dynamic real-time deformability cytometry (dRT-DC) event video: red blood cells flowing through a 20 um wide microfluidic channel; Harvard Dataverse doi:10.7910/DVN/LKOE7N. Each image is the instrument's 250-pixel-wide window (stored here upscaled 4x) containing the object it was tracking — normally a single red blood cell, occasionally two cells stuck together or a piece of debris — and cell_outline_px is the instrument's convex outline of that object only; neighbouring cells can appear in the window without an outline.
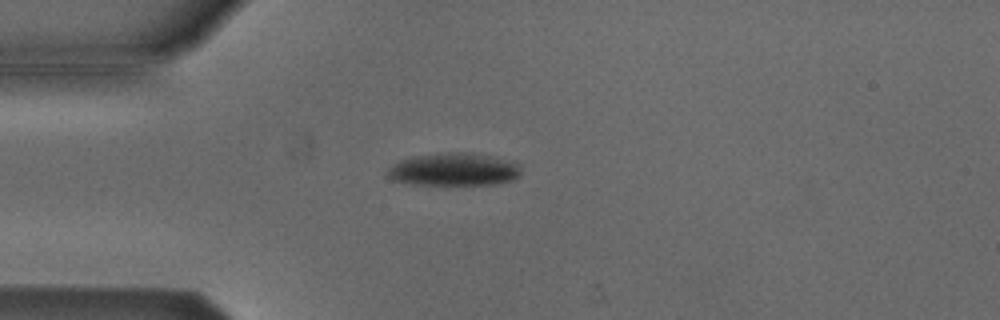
{"species": "Egyptian fruit bat (a non-hibernating species)", "species_latin": "Rousettus aegyptiacus", "temperature_condition": "cold", "stored_images_in_passage": 44, "camera_frame_rate_fps": 3000, "um_per_image_px": 0.085, "animal": {"sex": "male"}, "frame": {"image": 1, "passage_image": 4, "time_ms": 1.0, "image_size_px": [1000, 320], "cell_outline_px": [[520, 176], [512, 180], [496, 184], [412, 184], [392, 180], [388, 176], [388, 168], [400, 160], [416, 156], [448, 152], [472, 152], [512, 160], [520, 164]], "centroid_in_image_um": [38.64, 14.39], "position_along_channel_um": 46.4, "area_um2": 25.55}}
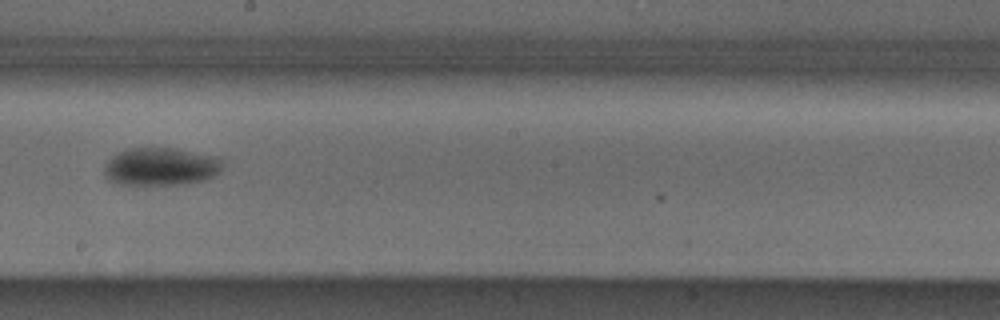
{"frame": {"image": 2, "passage_image": 20, "time_ms": 6.333, "image_size_px": [1000, 320], "cell_outline_px": [[220, 172], [208, 180], [184, 184], [136, 188], [120, 184], [108, 180], [104, 176], [104, 168], [108, 160], [112, 156], [124, 148], [172, 148], [216, 156], [220, 160]], "centroid_in_image_um": [13.6, 14.22], "position_along_channel_um": 234.6, "area_um2": 27.05}}
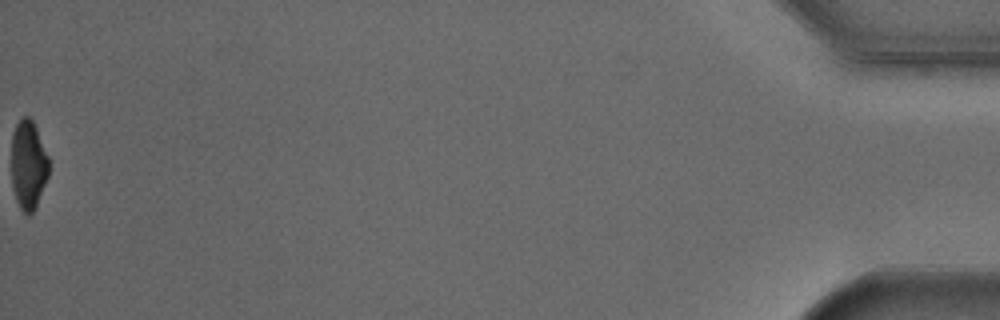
{"frame": {"image": 3, "passage_image": 44, "time_ms": 14.333, "image_size_px": [1000, 320], "cell_outline_px": [[48, 176], [36, 204], [32, 212], [28, 216], [20, 208], [16, 200], [12, 184], [12, 132], [16, 124], [24, 116], [28, 116], [32, 120], [36, 128], [48, 156]], "centroid_in_image_um": [2.39, 13.99], "position_along_channel_um": 432.8, "area_um2": 19.07}, "authors_computed_cell_mechanics": {"area_um2": 25.0563, "velocity_mm_per_s": 3.8236, "shape_relaxation_time_tau1_ms": 3.99, "shape_relaxation_time_tau2_ms": null, "deformation_change_tau1": 0.1279, "deformation_change_tau2": null}}